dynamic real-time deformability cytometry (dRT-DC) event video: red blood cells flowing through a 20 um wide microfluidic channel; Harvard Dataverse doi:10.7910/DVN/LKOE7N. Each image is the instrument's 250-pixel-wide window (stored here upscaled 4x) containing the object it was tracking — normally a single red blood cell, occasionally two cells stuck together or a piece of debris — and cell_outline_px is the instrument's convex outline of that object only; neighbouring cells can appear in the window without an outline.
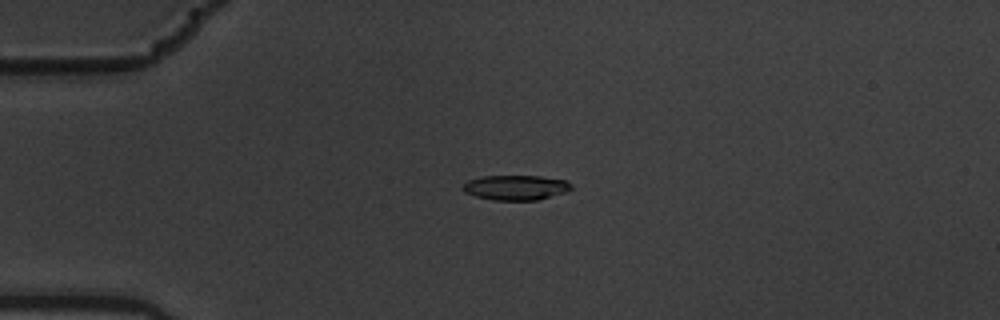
{"species": "common noctule bat (a hibernating species)", "species_latin": "Nyctalus noctula", "temperature_condition": "warm", "stored_images_in_passage": 3, "camera_frame_rate_fps": 3000, "um_per_image_px": 0.085, "animal": {"sex": "male", "body_mass_g": 19.5, "forearm_length_mm": 54.6}, "frame": {"image": 1, "passage_image": 1, "time_ms": 0.0, "image_size_px": [1000, 320], "cell_outline_px": [[572, 188], [568, 192], [536, 200], [492, 200], [476, 196], [464, 192], [460, 188], [468, 180], [484, 176], [540, 176], [564, 180], [572, 184]], "centroid_in_image_um": [43.84, 15.94], "position_along_channel_um": 41.2, "area_um2": 15.78}}
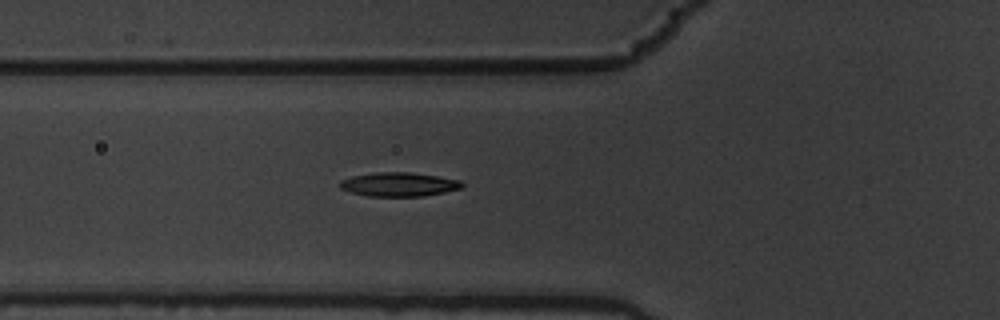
{"frame": {"image": 2, "passage_image": 3, "time_ms": 0.667, "image_size_px": [1000, 320], "cell_outline_px": [[464, 184], [460, 188], [444, 192], [420, 196], [368, 196], [352, 192], [340, 188], [340, 180], [352, 176], [376, 172], [412, 172], [460, 180]], "centroid_in_image_um": [33.89, 15.66], "position_along_channel_um": 91.9, "area_um2": 16.88}}